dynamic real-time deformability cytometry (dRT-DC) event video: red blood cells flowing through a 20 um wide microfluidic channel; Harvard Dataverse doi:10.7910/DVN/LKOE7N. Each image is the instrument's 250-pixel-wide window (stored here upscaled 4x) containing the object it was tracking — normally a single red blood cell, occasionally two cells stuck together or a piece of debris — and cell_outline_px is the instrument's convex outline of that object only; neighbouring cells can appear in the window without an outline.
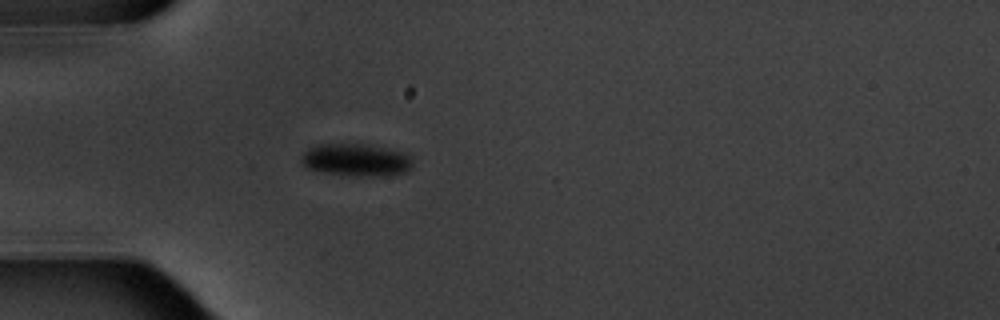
{"species": "common noctule bat (a hibernating species)", "species_latin": "Nyctalus noctula", "temperature_condition": "warm", "stored_images_in_passage": 5, "camera_frame_rate_fps": 3000, "um_per_image_px": 0.085, "animal": {"sex": "male", "body_mass_g": 20.1, "forearm_length_mm": 53.5}, "frame": {"image": 1, "passage_image": 5, "time_ms": 4.667, "image_size_px": [1000, 320], "cell_outline_px": [[412, 168], [404, 172], [388, 176], [352, 176], [324, 172], [308, 168], [300, 160], [300, 156], [308, 148], [320, 144], [364, 144], [400, 152], [408, 156], [412, 160]], "centroid_in_image_um": [30.24, 13.61], "position_along_channel_um": 54.8, "area_um2": 20.87}}